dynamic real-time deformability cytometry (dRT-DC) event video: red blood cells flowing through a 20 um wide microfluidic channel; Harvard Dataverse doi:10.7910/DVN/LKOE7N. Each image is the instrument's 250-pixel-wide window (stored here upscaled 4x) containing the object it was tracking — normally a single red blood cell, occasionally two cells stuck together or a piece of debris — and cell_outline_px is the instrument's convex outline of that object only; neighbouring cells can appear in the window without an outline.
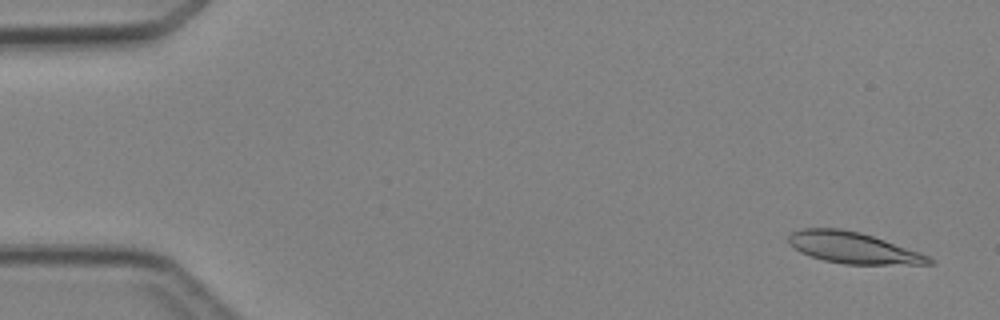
{"species": "Egyptian fruit bat (a non-hibernating species)", "species_latin": "Rousettus aegyptiacus", "temperature_condition": "cold", "stored_images_in_passage": 4, "camera_frame_rate_fps": 3000, "um_per_image_px": 0.085, "animal": {"sex": "female"}, "frame": {"image": 1, "passage_image": 4, "time_ms": 3.667, "image_size_px": [1000, 320], "cell_outline_px": [[936, 264], [844, 264], [824, 260], [800, 252], [788, 244], [788, 236], [792, 232], [800, 228], [840, 228], [860, 232], [920, 252], [936, 260]], "centroid_in_image_um": [72.51, 21.06], "position_along_channel_um": 12.5, "area_um2": 25.55}}